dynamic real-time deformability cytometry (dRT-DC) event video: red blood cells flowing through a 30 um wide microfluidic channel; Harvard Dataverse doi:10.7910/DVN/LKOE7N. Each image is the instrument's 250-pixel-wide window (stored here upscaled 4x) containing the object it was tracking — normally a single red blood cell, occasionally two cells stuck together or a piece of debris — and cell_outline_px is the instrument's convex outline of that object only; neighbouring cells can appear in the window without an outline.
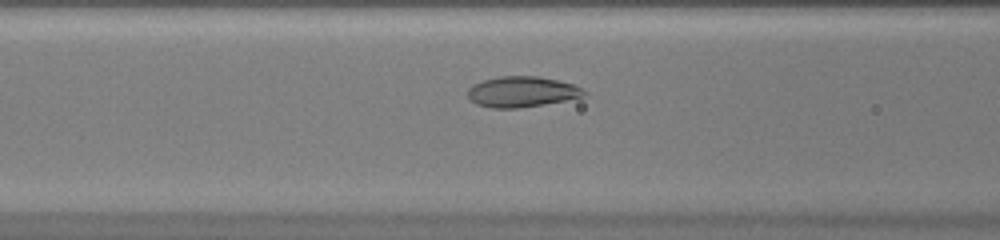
{"species": "common noctule bat (a hibernating species)", "species_latin": "Nyctalus noctula", "temperature_condition": "warm", "stored_images_in_passage": 44, "camera_frame_rate_fps": 3000, "um_per_image_px": 0.085, "animal": {"sex": "female", "body_mass_g": 20.0, "forearm_length_mm": 54.0}, "frame": {"image": 1, "passage_image": 14, "time_ms": 4.333, "image_size_px": [1000, 240], "cell_outline_px": [[588, 92], [584, 96], [544, 104], [520, 108], [492, 108], [476, 104], [468, 96], [468, 88], [472, 84], [484, 80], [500, 76], [536, 76], [556, 80], [572, 84]], "centroid_in_image_um": [44.33, 7.8], "position_along_channel_um": 122.3, "area_um2": 20.58}}
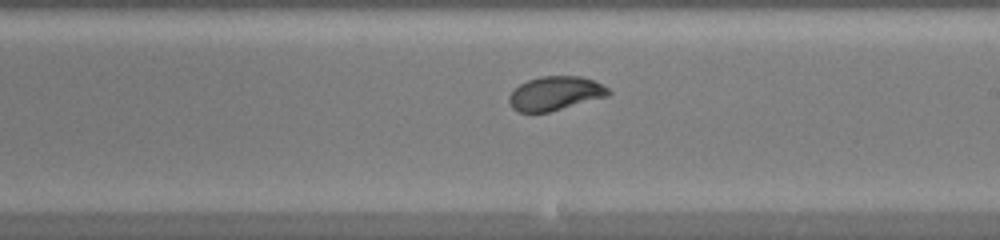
{"frame": {"image": 2, "passage_image": 23, "time_ms": 7.333, "image_size_px": [1000, 240], "cell_outline_px": [[612, 92], [608, 96], [548, 112], [520, 112], [512, 108], [508, 100], [508, 96], [520, 84], [528, 80], [544, 76], [580, 76], [592, 80], [608, 88]], "centroid_in_image_um": [47.19, 7.94], "position_along_channel_um": 241.8, "area_um2": 19.42}}
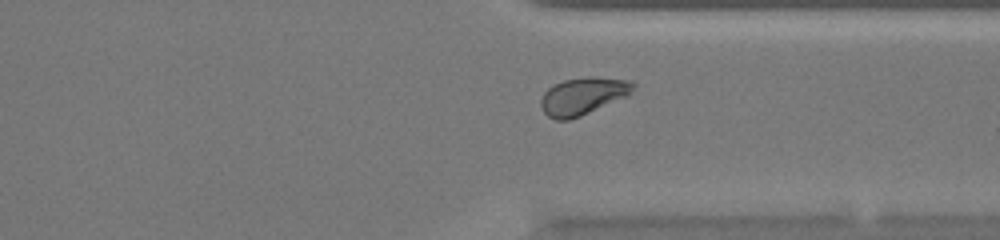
{"frame": {"image": 3, "passage_image": 32, "time_ms": 10.333, "image_size_px": [1000, 240], "cell_outline_px": [[636, 88], [628, 96], [580, 116], [568, 120], [556, 120], [548, 116], [544, 112], [540, 104], [540, 100], [544, 92], [548, 88], [564, 80], [588, 76], [592, 76], [632, 80], [636, 84]], "centroid_in_image_um": [49.59, 8.15], "position_along_channel_um": 361.8, "area_um2": 20.23}, "authors_computed_cell_mechanics": {"area_um2": 20.5479, "velocity_mm_per_s": 3.9902, "shape_relaxation_time_tau1_ms": 4.4928, "shape_relaxation_time_tau2_ms": null, "deformation_change_tau1": 0.1532, "deformation_change_tau2": null}}